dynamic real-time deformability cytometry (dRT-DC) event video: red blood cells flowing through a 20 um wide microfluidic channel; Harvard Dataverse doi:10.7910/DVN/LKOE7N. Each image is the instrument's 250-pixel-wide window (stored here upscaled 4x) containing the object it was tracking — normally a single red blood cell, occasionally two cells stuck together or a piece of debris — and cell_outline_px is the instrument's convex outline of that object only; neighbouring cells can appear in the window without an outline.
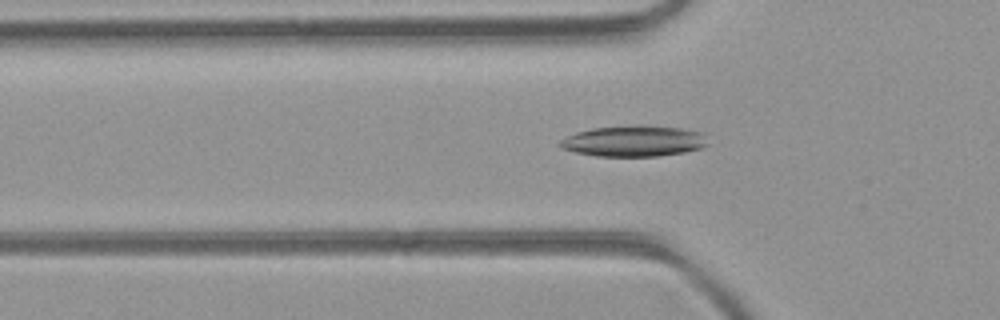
{"species": "common noctule bat (a hibernating species)", "species_latin": "Nyctalus noctula", "temperature_condition": "room temperature", "stored_images_in_passage": 49, "camera_frame_rate_fps": 3000, "um_per_image_px": 0.085, "animal": {"sex": "female", "body_mass_g": 21.9}, "frame": {"image": 1, "passage_image": 15, "time_ms": 4.667, "image_size_px": [1000, 320], "cell_outline_px": [[708, 144], [704, 148], [684, 152], [656, 156], [596, 156], [576, 152], [564, 148], [556, 144], [560, 140], [576, 132], [592, 128], [636, 124], [644, 124], [680, 128], [700, 132]], "centroid_in_image_um": [53.86, 11.98], "position_along_channel_um": 71.9, "area_um2": 26.76}}
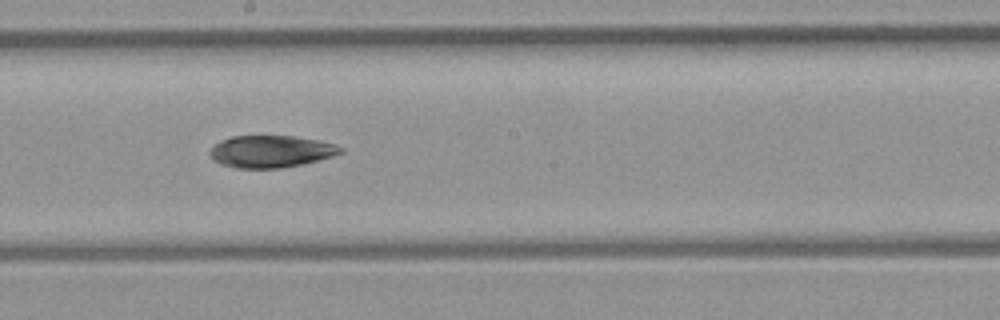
{"frame": {"image": 2, "passage_image": 26, "time_ms": 8.333, "image_size_px": [1000, 320], "cell_outline_px": [[344, 152], [332, 156], [300, 164], [280, 168], [236, 168], [220, 164], [212, 160], [208, 152], [212, 144], [220, 140], [232, 136], [296, 136], [320, 140], [344, 148]], "centroid_in_image_um": [22.96, 12.86], "position_along_channel_um": 225.2, "area_um2": 24.57}}
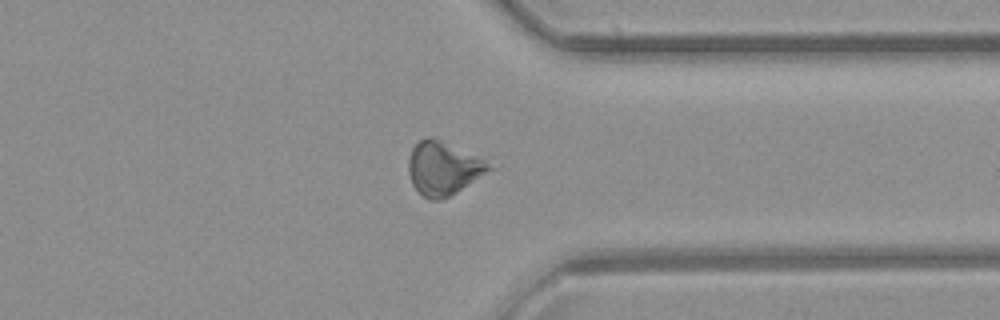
{"frame": {"image": 3, "passage_image": 37, "time_ms": 12.0, "image_size_px": [1000, 320], "cell_outline_px": [[500, 164], [496, 168], [448, 196], [440, 200], [428, 200], [412, 184], [408, 172], [408, 156], [412, 148], [420, 140], [428, 136], [436, 136]], "centroid_in_image_um": [37.78, 14.23], "position_along_channel_um": 373.6, "area_um2": 26.13}}